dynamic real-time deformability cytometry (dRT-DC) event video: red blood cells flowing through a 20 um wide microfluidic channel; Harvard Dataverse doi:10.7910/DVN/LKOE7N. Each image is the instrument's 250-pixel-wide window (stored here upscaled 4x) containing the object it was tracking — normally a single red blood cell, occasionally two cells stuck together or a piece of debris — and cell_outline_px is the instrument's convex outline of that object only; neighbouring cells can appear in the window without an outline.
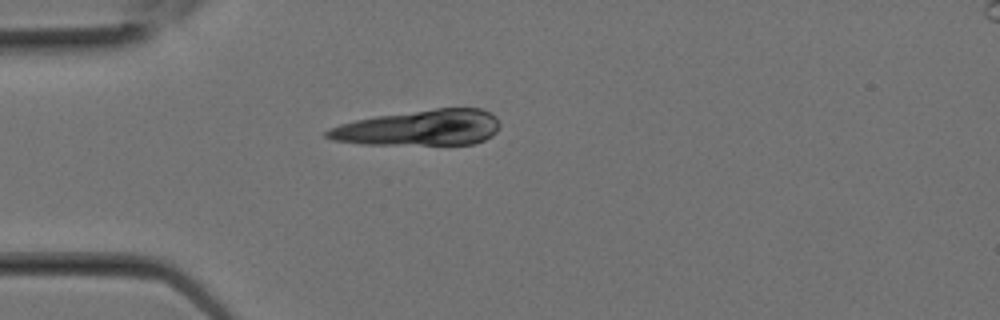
{"species": "Egyptian fruit bat (a non-hibernating species)", "species_latin": "Rousettus aegyptiacus", "temperature_condition": "room temperature", "stored_images_in_passage": 3, "camera_frame_rate_fps": 3000, "um_per_image_px": 0.085, "animal": {"sex": "female"}, "frame": {"image": 1, "passage_image": 3, "time_ms": 0.667, "image_size_px": [1000, 320], "cell_outline_px": [[500, 124], [496, 132], [492, 136], [484, 140], [472, 144], [364, 144], [332, 140], [324, 136], [324, 132], [340, 124], [356, 120], [376, 116], [436, 108], [480, 108], [496, 116]], "centroid_in_image_um": [35.68, 10.86], "position_along_channel_um": 49.3, "area_um2": 35.78}}